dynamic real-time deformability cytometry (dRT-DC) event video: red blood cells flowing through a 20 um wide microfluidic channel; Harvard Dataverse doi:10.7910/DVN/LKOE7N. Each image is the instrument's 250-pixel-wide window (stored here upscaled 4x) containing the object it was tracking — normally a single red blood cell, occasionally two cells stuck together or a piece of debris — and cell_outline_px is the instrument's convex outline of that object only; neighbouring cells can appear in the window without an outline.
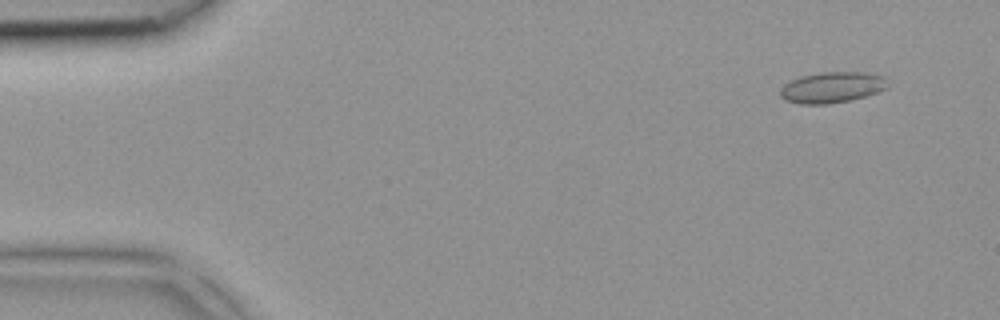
{"species": "common noctule bat (a hibernating species)", "species_latin": "Nyctalus noctula", "temperature_condition": "room temperature", "stored_images_in_passage": 41, "camera_frame_rate_fps": 3000, "um_per_image_px": 0.085, "animal": {"sex": "female", "body_mass_g": 18.4}, "frame": {"image": 1, "passage_image": 2, "time_ms": 0.333, "image_size_px": [1000, 320], "cell_outline_px": [[888, 88], [852, 100], [828, 104], [800, 104], [784, 100], [780, 96], [780, 88], [784, 84], [800, 76], [820, 72], [864, 72], [884, 76]], "centroid_in_image_um": [70.69, 7.43], "position_along_channel_um": 14.3, "area_um2": 19.42}}
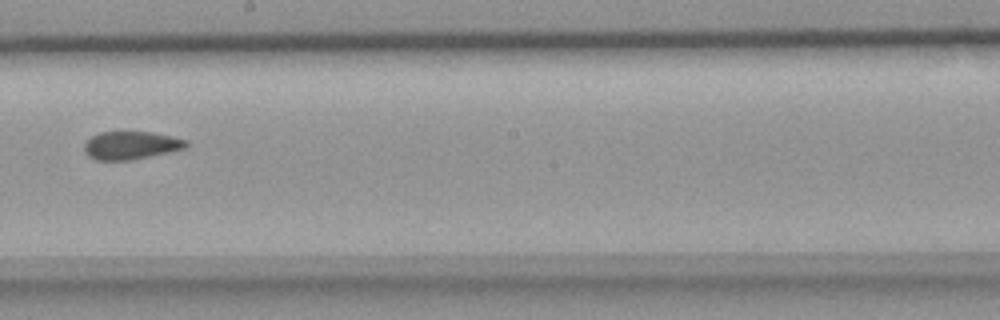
{"frame": {"image": 2, "passage_image": 23, "time_ms": 7.333, "image_size_px": [1000, 320], "cell_outline_px": [[188, 144], [184, 148], [168, 152], [132, 160], [96, 160], [88, 156], [84, 152], [84, 144], [92, 136], [100, 132], [152, 132], [172, 136], [188, 140]], "centroid_in_image_um": [11.12, 12.35], "position_along_channel_um": 237.1, "area_um2": 16.59}}
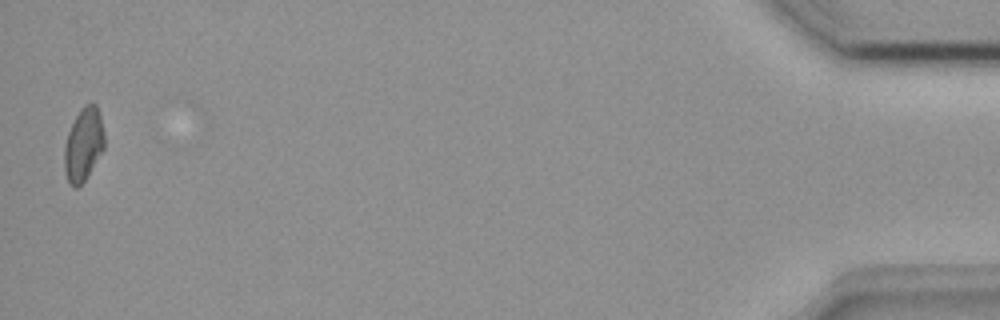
{"frame": {"image": 3, "passage_image": 41, "time_ms": 13.333, "image_size_px": [1000, 320], "cell_outline_px": [[104, 148], [84, 180], [76, 188], [68, 184], [64, 172], [64, 148], [68, 132], [80, 108], [84, 104], [92, 100], [96, 104], [100, 116], [104, 132]], "centroid_in_image_um": [7.08, 12.25], "position_along_channel_um": 428.1, "area_um2": 17.11}}